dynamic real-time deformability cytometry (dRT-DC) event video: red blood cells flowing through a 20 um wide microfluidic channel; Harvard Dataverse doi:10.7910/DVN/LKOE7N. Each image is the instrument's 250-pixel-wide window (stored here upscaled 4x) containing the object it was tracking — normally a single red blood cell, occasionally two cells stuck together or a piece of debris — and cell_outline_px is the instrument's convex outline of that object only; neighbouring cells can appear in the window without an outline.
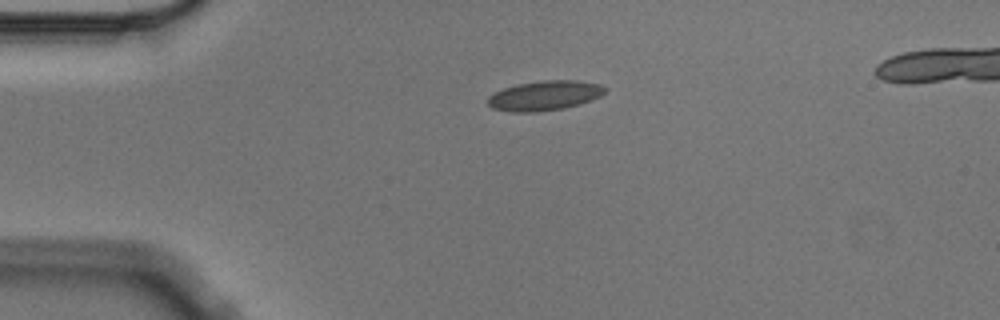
{"species": "Egyptian fruit bat (a non-hibernating species)", "species_latin": "Rousettus aegyptiacus", "temperature_condition": "cold", "stored_images_in_passage": 3, "camera_frame_rate_fps": 3000, "um_per_image_px": 0.085, "animal": {"sex": "male"}, "frame": {"image": 1, "passage_image": 1, "time_ms": 0.0, "image_size_px": [1000, 320], "cell_outline_px": [[608, 88], [600, 96], [592, 100], [580, 104], [564, 108], [536, 112], [512, 112], [492, 108], [488, 104], [488, 96], [492, 92], [516, 84], [544, 80], [576, 80], [600, 84]], "centroid_in_image_um": [46.28, 8.12], "position_along_channel_um": 38.7, "area_um2": 20.46}}